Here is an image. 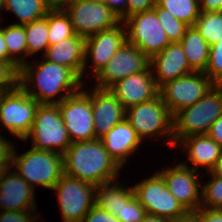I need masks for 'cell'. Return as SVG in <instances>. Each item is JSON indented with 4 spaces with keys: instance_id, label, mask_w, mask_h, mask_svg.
<instances>
[{
    "instance_id": "cell-5",
    "label": "cell",
    "mask_w": 222,
    "mask_h": 222,
    "mask_svg": "<svg viewBox=\"0 0 222 222\" xmlns=\"http://www.w3.org/2000/svg\"><path fill=\"white\" fill-rule=\"evenodd\" d=\"M126 119L143 142L147 138L155 140L164 137V144L174 148L173 116L158 95L151 101L126 109Z\"/></svg>"
},
{
    "instance_id": "cell-26",
    "label": "cell",
    "mask_w": 222,
    "mask_h": 222,
    "mask_svg": "<svg viewBox=\"0 0 222 222\" xmlns=\"http://www.w3.org/2000/svg\"><path fill=\"white\" fill-rule=\"evenodd\" d=\"M51 6L48 0H5L4 12L14 13L19 22L25 25L46 16Z\"/></svg>"
},
{
    "instance_id": "cell-30",
    "label": "cell",
    "mask_w": 222,
    "mask_h": 222,
    "mask_svg": "<svg viewBox=\"0 0 222 222\" xmlns=\"http://www.w3.org/2000/svg\"><path fill=\"white\" fill-rule=\"evenodd\" d=\"M157 4L188 26H194L200 15L199 0H157Z\"/></svg>"
},
{
    "instance_id": "cell-22",
    "label": "cell",
    "mask_w": 222,
    "mask_h": 222,
    "mask_svg": "<svg viewBox=\"0 0 222 222\" xmlns=\"http://www.w3.org/2000/svg\"><path fill=\"white\" fill-rule=\"evenodd\" d=\"M101 140L107 152L122 169L143 143L126 118L115 125Z\"/></svg>"
},
{
    "instance_id": "cell-29",
    "label": "cell",
    "mask_w": 222,
    "mask_h": 222,
    "mask_svg": "<svg viewBox=\"0 0 222 222\" xmlns=\"http://www.w3.org/2000/svg\"><path fill=\"white\" fill-rule=\"evenodd\" d=\"M25 34L27 43V58L41 53L44 55L49 46L48 39V21L44 17L42 19L25 24Z\"/></svg>"
},
{
    "instance_id": "cell-17",
    "label": "cell",
    "mask_w": 222,
    "mask_h": 222,
    "mask_svg": "<svg viewBox=\"0 0 222 222\" xmlns=\"http://www.w3.org/2000/svg\"><path fill=\"white\" fill-rule=\"evenodd\" d=\"M108 90L116 96L125 109L151 101L159 95L151 67L117 81Z\"/></svg>"
},
{
    "instance_id": "cell-45",
    "label": "cell",
    "mask_w": 222,
    "mask_h": 222,
    "mask_svg": "<svg viewBox=\"0 0 222 222\" xmlns=\"http://www.w3.org/2000/svg\"><path fill=\"white\" fill-rule=\"evenodd\" d=\"M171 222H200V208L196 211H187L184 215Z\"/></svg>"
},
{
    "instance_id": "cell-9",
    "label": "cell",
    "mask_w": 222,
    "mask_h": 222,
    "mask_svg": "<svg viewBox=\"0 0 222 222\" xmlns=\"http://www.w3.org/2000/svg\"><path fill=\"white\" fill-rule=\"evenodd\" d=\"M52 190L57 191L63 222H81L95 205L96 186L64 174Z\"/></svg>"
},
{
    "instance_id": "cell-4",
    "label": "cell",
    "mask_w": 222,
    "mask_h": 222,
    "mask_svg": "<svg viewBox=\"0 0 222 222\" xmlns=\"http://www.w3.org/2000/svg\"><path fill=\"white\" fill-rule=\"evenodd\" d=\"M14 148L12 168L33 188L36 185L52 190L64 175L63 154L33 147L17 155Z\"/></svg>"
},
{
    "instance_id": "cell-39",
    "label": "cell",
    "mask_w": 222,
    "mask_h": 222,
    "mask_svg": "<svg viewBox=\"0 0 222 222\" xmlns=\"http://www.w3.org/2000/svg\"><path fill=\"white\" fill-rule=\"evenodd\" d=\"M81 222H120L113 214L94 205L90 211L83 217Z\"/></svg>"
},
{
    "instance_id": "cell-44",
    "label": "cell",
    "mask_w": 222,
    "mask_h": 222,
    "mask_svg": "<svg viewBox=\"0 0 222 222\" xmlns=\"http://www.w3.org/2000/svg\"><path fill=\"white\" fill-rule=\"evenodd\" d=\"M119 16L120 21L125 20V6L127 0H103Z\"/></svg>"
},
{
    "instance_id": "cell-37",
    "label": "cell",
    "mask_w": 222,
    "mask_h": 222,
    "mask_svg": "<svg viewBox=\"0 0 222 222\" xmlns=\"http://www.w3.org/2000/svg\"><path fill=\"white\" fill-rule=\"evenodd\" d=\"M37 211H0V222H37L41 216ZM37 214V215H36Z\"/></svg>"
},
{
    "instance_id": "cell-48",
    "label": "cell",
    "mask_w": 222,
    "mask_h": 222,
    "mask_svg": "<svg viewBox=\"0 0 222 222\" xmlns=\"http://www.w3.org/2000/svg\"><path fill=\"white\" fill-rule=\"evenodd\" d=\"M78 0H48L51 8H64L66 5Z\"/></svg>"
},
{
    "instance_id": "cell-12",
    "label": "cell",
    "mask_w": 222,
    "mask_h": 222,
    "mask_svg": "<svg viewBox=\"0 0 222 222\" xmlns=\"http://www.w3.org/2000/svg\"><path fill=\"white\" fill-rule=\"evenodd\" d=\"M135 196L146 213L174 220L187 211L166 187L163 177L155 172L133 186Z\"/></svg>"
},
{
    "instance_id": "cell-31",
    "label": "cell",
    "mask_w": 222,
    "mask_h": 222,
    "mask_svg": "<svg viewBox=\"0 0 222 222\" xmlns=\"http://www.w3.org/2000/svg\"><path fill=\"white\" fill-rule=\"evenodd\" d=\"M194 26L209 46L222 40V11L200 12Z\"/></svg>"
},
{
    "instance_id": "cell-25",
    "label": "cell",
    "mask_w": 222,
    "mask_h": 222,
    "mask_svg": "<svg viewBox=\"0 0 222 222\" xmlns=\"http://www.w3.org/2000/svg\"><path fill=\"white\" fill-rule=\"evenodd\" d=\"M190 68L194 72H205L209 63L210 46L195 26H189L179 42Z\"/></svg>"
},
{
    "instance_id": "cell-18",
    "label": "cell",
    "mask_w": 222,
    "mask_h": 222,
    "mask_svg": "<svg viewBox=\"0 0 222 222\" xmlns=\"http://www.w3.org/2000/svg\"><path fill=\"white\" fill-rule=\"evenodd\" d=\"M35 191L12 167L8 168L0 182L1 212L37 211Z\"/></svg>"
},
{
    "instance_id": "cell-27",
    "label": "cell",
    "mask_w": 222,
    "mask_h": 222,
    "mask_svg": "<svg viewBox=\"0 0 222 222\" xmlns=\"http://www.w3.org/2000/svg\"><path fill=\"white\" fill-rule=\"evenodd\" d=\"M4 39L8 48V61L18 68L29 60L27 58V43L25 25L10 24L4 27ZM26 57V58H25Z\"/></svg>"
},
{
    "instance_id": "cell-1",
    "label": "cell",
    "mask_w": 222,
    "mask_h": 222,
    "mask_svg": "<svg viewBox=\"0 0 222 222\" xmlns=\"http://www.w3.org/2000/svg\"><path fill=\"white\" fill-rule=\"evenodd\" d=\"M34 61L19 68V86L39 104H59L86 85L66 66L46 59Z\"/></svg>"
},
{
    "instance_id": "cell-43",
    "label": "cell",
    "mask_w": 222,
    "mask_h": 222,
    "mask_svg": "<svg viewBox=\"0 0 222 222\" xmlns=\"http://www.w3.org/2000/svg\"><path fill=\"white\" fill-rule=\"evenodd\" d=\"M207 135L222 147V115L212 124Z\"/></svg>"
},
{
    "instance_id": "cell-34",
    "label": "cell",
    "mask_w": 222,
    "mask_h": 222,
    "mask_svg": "<svg viewBox=\"0 0 222 222\" xmlns=\"http://www.w3.org/2000/svg\"><path fill=\"white\" fill-rule=\"evenodd\" d=\"M204 73L215 85L222 83V40L210 46L209 63Z\"/></svg>"
},
{
    "instance_id": "cell-28",
    "label": "cell",
    "mask_w": 222,
    "mask_h": 222,
    "mask_svg": "<svg viewBox=\"0 0 222 222\" xmlns=\"http://www.w3.org/2000/svg\"><path fill=\"white\" fill-rule=\"evenodd\" d=\"M45 17L48 21L49 45L75 35L70 17L63 8H51Z\"/></svg>"
},
{
    "instance_id": "cell-6",
    "label": "cell",
    "mask_w": 222,
    "mask_h": 222,
    "mask_svg": "<svg viewBox=\"0 0 222 222\" xmlns=\"http://www.w3.org/2000/svg\"><path fill=\"white\" fill-rule=\"evenodd\" d=\"M32 138V146L37 150H45L64 154L72 144L62 121L58 104H40L35 115L30 133L23 140Z\"/></svg>"
},
{
    "instance_id": "cell-35",
    "label": "cell",
    "mask_w": 222,
    "mask_h": 222,
    "mask_svg": "<svg viewBox=\"0 0 222 222\" xmlns=\"http://www.w3.org/2000/svg\"><path fill=\"white\" fill-rule=\"evenodd\" d=\"M19 85V68L11 61L0 60V95Z\"/></svg>"
},
{
    "instance_id": "cell-24",
    "label": "cell",
    "mask_w": 222,
    "mask_h": 222,
    "mask_svg": "<svg viewBox=\"0 0 222 222\" xmlns=\"http://www.w3.org/2000/svg\"><path fill=\"white\" fill-rule=\"evenodd\" d=\"M120 179L96 186L95 205L117 217L124 204L134 195L133 186L126 187L120 184Z\"/></svg>"
},
{
    "instance_id": "cell-13",
    "label": "cell",
    "mask_w": 222,
    "mask_h": 222,
    "mask_svg": "<svg viewBox=\"0 0 222 222\" xmlns=\"http://www.w3.org/2000/svg\"><path fill=\"white\" fill-rule=\"evenodd\" d=\"M214 86L204 72H193L162 85L159 95L174 116L181 109L195 104Z\"/></svg>"
},
{
    "instance_id": "cell-7",
    "label": "cell",
    "mask_w": 222,
    "mask_h": 222,
    "mask_svg": "<svg viewBox=\"0 0 222 222\" xmlns=\"http://www.w3.org/2000/svg\"><path fill=\"white\" fill-rule=\"evenodd\" d=\"M39 103L19 85L0 95V127L24 140L30 133Z\"/></svg>"
},
{
    "instance_id": "cell-51",
    "label": "cell",
    "mask_w": 222,
    "mask_h": 222,
    "mask_svg": "<svg viewBox=\"0 0 222 222\" xmlns=\"http://www.w3.org/2000/svg\"><path fill=\"white\" fill-rule=\"evenodd\" d=\"M7 169H8V168L0 167V182H1L2 177H3V175H4V173H5V171H6Z\"/></svg>"
},
{
    "instance_id": "cell-16",
    "label": "cell",
    "mask_w": 222,
    "mask_h": 222,
    "mask_svg": "<svg viewBox=\"0 0 222 222\" xmlns=\"http://www.w3.org/2000/svg\"><path fill=\"white\" fill-rule=\"evenodd\" d=\"M127 41L126 28L121 21L115 27L98 32L85 38V64L83 68V79L85 76H96L99 71L106 65L108 60L118 51V49ZM90 58V59H88ZM91 61V64L88 62ZM91 71L88 69L89 65ZM87 67V68H86ZM87 69V70H86ZM91 74H87L86 71ZM85 74V75H84ZM89 75V76H88Z\"/></svg>"
},
{
    "instance_id": "cell-8",
    "label": "cell",
    "mask_w": 222,
    "mask_h": 222,
    "mask_svg": "<svg viewBox=\"0 0 222 222\" xmlns=\"http://www.w3.org/2000/svg\"><path fill=\"white\" fill-rule=\"evenodd\" d=\"M63 9L70 17L75 34L84 38L111 29L121 22L103 0H78Z\"/></svg>"
},
{
    "instance_id": "cell-36",
    "label": "cell",
    "mask_w": 222,
    "mask_h": 222,
    "mask_svg": "<svg viewBox=\"0 0 222 222\" xmlns=\"http://www.w3.org/2000/svg\"><path fill=\"white\" fill-rule=\"evenodd\" d=\"M146 214V209L134 195L126 204H124L120 214L117 215V218L120 222H141Z\"/></svg>"
},
{
    "instance_id": "cell-21",
    "label": "cell",
    "mask_w": 222,
    "mask_h": 222,
    "mask_svg": "<svg viewBox=\"0 0 222 222\" xmlns=\"http://www.w3.org/2000/svg\"><path fill=\"white\" fill-rule=\"evenodd\" d=\"M182 146L186 151L187 160L181 162L183 165L199 171L204 167L205 170L211 172L216 162L221 156L222 147L215 140L211 139L207 134L191 135L183 138L175 147ZM188 162V163H187ZM193 165V166H191Z\"/></svg>"
},
{
    "instance_id": "cell-2",
    "label": "cell",
    "mask_w": 222,
    "mask_h": 222,
    "mask_svg": "<svg viewBox=\"0 0 222 222\" xmlns=\"http://www.w3.org/2000/svg\"><path fill=\"white\" fill-rule=\"evenodd\" d=\"M64 174L95 186L119 179L121 167L101 139L73 142L63 154Z\"/></svg>"
},
{
    "instance_id": "cell-49",
    "label": "cell",
    "mask_w": 222,
    "mask_h": 222,
    "mask_svg": "<svg viewBox=\"0 0 222 222\" xmlns=\"http://www.w3.org/2000/svg\"><path fill=\"white\" fill-rule=\"evenodd\" d=\"M211 173L222 178V153L214 168L211 170Z\"/></svg>"
},
{
    "instance_id": "cell-20",
    "label": "cell",
    "mask_w": 222,
    "mask_h": 222,
    "mask_svg": "<svg viewBox=\"0 0 222 222\" xmlns=\"http://www.w3.org/2000/svg\"><path fill=\"white\" fill-rule=\"evenodd\" d=\"M150 67L158 88L194 72L179 42L170 43L164 50L153 55L150 58Z\"/></svg>"
},
{
    "instance_id": "cell-41",
    "label": "cell",
    "mask_w": 222,
    "mask_h": 222,
    "mask_svg": "<svg viewBox=\"0 0 222 222\" xmlns=\"http://www.w3.org/2000/svg\"><path fill=\"white\" fill-rule=\"evenodd\" d=\"M200 222H222V208L209 209L200 207Z\"/></svg>"
},
{
    "instance_id": "cell-50",
    "label": "cell",
    "mask_w": 222,
    "mask_h": 222,
    "mask_svg": "<svg viewBox=\"0 0 222 222\" xmlns=\"http://www.w3.org/2000/svg\"><path fill=\"white\" fill-rule=\"evenodd\" d=\"M4 6H5V0H0V13L2 12V10H4ZM2 19L3 18H2L1 14H0V23H2L1 22V21H3Z\"/></svg>"
},
{
    "instance_id": "cell-40",
    "label": "cell",
    "mask_w": 222,
    "mask_h": 222,
    "mask_svg": "<svg viewBox=\"0 0 222 222\" xmlns=\"http://www.w3.org/2000/svg\"><path fill=\"white\" fill-rule=\"evenodd\" d=\"M15 146L0 133V167H12Z\"/></svg>"
},
{
    "instance_id": "cell-38",
    "label": "cell",
    "mask_w": 222,
    "mask_h": 222,
    "mask_svg": "<svg viewBox=\"0 0 222 222\" xmlns=\"http://www.w3.org/2000/svg\"><path fill=\"white\" fill-rule=\"evenodd\" d=\"M157 0H127L125 6V19L137 13L152 10Z\"/></svg>"
},
{
    "instance_id": "cell-14",
    "label": "cell",
    "mask_w": 222,
    "mask_h": 222,
    "mask_svg": "<svg viewBox=\"0 0 222 222\" xmlns=\"http://www.w3.org/2000/svg\"><path fill=\"white\" fill-rule=\"evenodd\" d=\"M149 67L150 58L126 41L95 76L93 87L108 89L117 81L146 71Z\"/></svg>"
},
{
    "instance_id": "cell-46",
    "label": "cell",
    "mask_w": 222,
    "mask_h": 222,
    "mask_svg": "<svg viewBox=\"0 0 222 222\" xmlns=\"http://www.w3.org/2000/svg\"><path fill=\"white\" fill-rule=\"evenodd\" d=\"M0 26H2V24ZM0 60L8 61V48L6 46L5 39H4L3 26L0 27Z\"/></svg>"
},
{
    "instance_id": "cell-33",
    "label": "cell",
    "mask_w": 222,
    "mask_h": 222,
    "mask_svg": "<svg viewBox=\"0 0 222 222\" xmlns=\"http://www.w3.org/2000/svg\"><path fill=\"white\" fill-rule=\"evenodd\" d=\"M153 10L156 12L158 20L163 26L169 41L171 43L180 42L189 26L183 21L176 19L169 11L160 7L158 4Z\"/></svg>"
},
{
    "instance_id": "cell-11",
    "label": "cell",
    "mask_w": 222,
    "mask_h": 222,
    "mask_svg": "<svg viewBox=\"0 0 222 222\" xmlns=\"http://www.w3.org/2000/svg\"><path fill=\"white\" fill-rule=\"evenodd\" d=\"M58 106L72 143L95 139L90 90L82 86L77 93L66 97Z\"/></svg>"
},
{
    "instance_id": "cell-10",
    "label": "cell",
    "mask_w": 222,
    "mask_h": 222,
    "mask_svg": "<svg viewBox=\"0 0 222 222\" xmlns=\"http://www.w3.org/2000/svg\"><path fill=\"white\" fill-rule=\"evenodd\" d=\"M123 23L127 42L138 47L149 58L171 43L153 9L127 17Z\"/></svg>"
},
{
    "instance_id": "cell-19",
    "label": "cell",
    "mask_w": 222,
    "mask_h": 222,
    "mask_svg": "<svg viewBox=\"0 0 222 222\" xmlns=\"http://www.w3.org/2000/svg\"><path fill=\"white\" fill-rule=\"evenodd\" d=\"M95 139H101L126 118V109L108 89L91 87Z\"/></svg>"
},
{
    "instance_id": "cell-32",
    "label": "cell",
    "mask_w": 222,
    "mask_h": 222,
    "mask_svg": "<svg viewBox=\"0 0 222 222\" xmlns=\"http://www.w3.org/2000/svg\"><path fill=\"white\" fill-rule=\"evenodd\" d=\"M207 180L202 183L201 189V207L209 209H221L222 208V178L218 177L211 172H208Z\"/></svg>"
},
{
    "instance_id": "cell-15",
    "label": "cell",
    "mask_w": 222,
    "mask_h": 222,
    "mask_svg": "<svg viewBox=\"0 0 222 222\" xmlns=\"http://www.w3.org/2000/svg\"><path fill=\"white\" fill-rule=\"evenodd\" d=\"M164 179L166 187L186 211H196L201 207L202 176L181 162L157 171ZM201 177V178H200ZM201 180V181H200Z\"/></svg>"
},
{
    "instance_id": "cell-47",
    "label": "cell",
    "mask_w": 222,
    "mask_h": 222,
    "mask_svg": "<svg viewBox=\"0 0 222 222\" xmlns=\"http://www.w3.org/2000/svg\"><path fill=\"white\" fill-rule=\"evenodd\" d=\"M141 222H171V220L147 213Z\"/></svg>"
},
{
    "instance_id": "cell-23",
    "label": "cell",
    "mask_w": 222,
    "mask_h": 222,
    "mask_svg": "<svg viewBox=\"0 0 222 222\" xmlns=\"http://www.w3.org/2000/svg\"><path fill=\"white\" fill-rule=\"evenodd\" d=\"M50 62L70 68L83 82L85 64V38L75 34L55 45H49L41 57Z\"/></svg>"
},
{
    "instance_id": "cell-42",
    "label": "cell",
    "mask_w": 222,
    "mask_h": 222,
    "mask_svg": "<svg viewBox=\"0 0 222 222\" xmlns=\"http://www.w3.org/2000/svg\"><path fill=\"white\" fill-rule=\"evenodd\" d=\"M200 12L222 11V0H199Z\"/></svg>"
},
{
    "instance_id": "cell-3",
    "label": "cell",
    "mask_w": 222,
    "mask_h": 222,
    "mask_svg": "<svg viewBox=\"0 0 222 222\" xmlns=\"http://www.w3.org/2000/svg\"><path fill=\"white\" fill-rule=\"evenodd\" d=\"M222 115V88L215 85L195 104L173 116L174 148L191 135L208 134L212 124Z\"/></svg>"
}]
</instances>
